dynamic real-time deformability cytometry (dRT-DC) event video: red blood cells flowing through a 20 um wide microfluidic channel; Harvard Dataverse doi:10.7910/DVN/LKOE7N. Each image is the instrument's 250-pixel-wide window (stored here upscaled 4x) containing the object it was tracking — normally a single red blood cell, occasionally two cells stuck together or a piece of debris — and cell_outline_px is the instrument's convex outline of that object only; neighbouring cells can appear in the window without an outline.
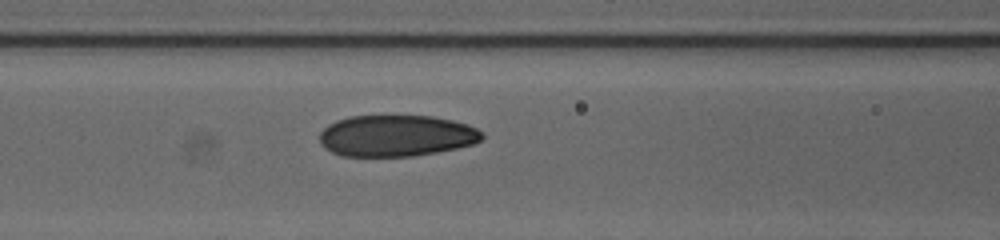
{"species": "human", "species_latin": "Homo sapiens", "temperature_condition": "cold", "stored_images_in_passage": 41, "camera_frame_rate_fps": 3000, "um_per_image_px": 0.085, "donor": {"sex": "female"}, "frame": {"image": 1, "passage_image": 18, "time_ms": 5.667, "image_size_px": [1000, 240], "cell_outline_px": [[484, 140], [472, 144], [456, 148], [436, 152], [412, 156], [344, 156], [332, 152], [324, 148], [320, 144], [320, 132], [328, 124], [336, 120], [348, 116], [432, 116], [452, 120], [468, 124], [484, 132]], "centroid_in_image_um": [33.7, 11.53], "position_along_channel_um": 132.9, "area_um2": 39.42}}
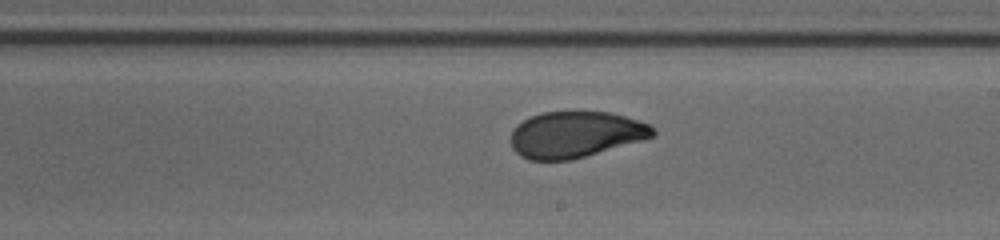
{"frame": {"image": 2, "passage_image": 26, "time_ms": 8.333, "image_size_px": [1000, 240], "cell_outline_px": [[656, 132], [652, 136], [644, 140], [572, 160], [528, 160], [520, 156], [512, 148], [512, 128], [516, 124], [532, 116], [544, 112], [608, 112], [624, 116], [648, 124]], "centroid_in_image_um": [48.89, 11.45], "position_along_channel_um": 240.1, "area_um2": 38.09}}
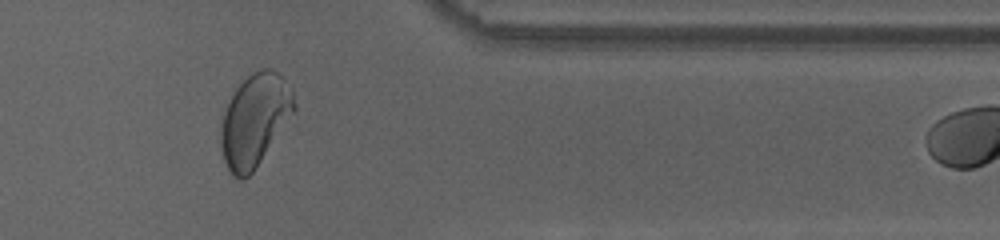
{"frame": {"image": 3, "passage_image": 38, "time_ms": 12.333, "image_size_px": [1000, 240], "cell_outline_px": [[296, 108], [252, 172], [248, 176], [240, 180], [232, 176], [224, 160], [220, 144], [220, 128], [224, 112], [236, 88], [248, 76], [260, 68], [272, 68], [292, 88], [296, 104]], "centroid_in_image_um": [21.64, 10.2], "position_along_channel_um": 389.8, "area_um2": 38.78}}